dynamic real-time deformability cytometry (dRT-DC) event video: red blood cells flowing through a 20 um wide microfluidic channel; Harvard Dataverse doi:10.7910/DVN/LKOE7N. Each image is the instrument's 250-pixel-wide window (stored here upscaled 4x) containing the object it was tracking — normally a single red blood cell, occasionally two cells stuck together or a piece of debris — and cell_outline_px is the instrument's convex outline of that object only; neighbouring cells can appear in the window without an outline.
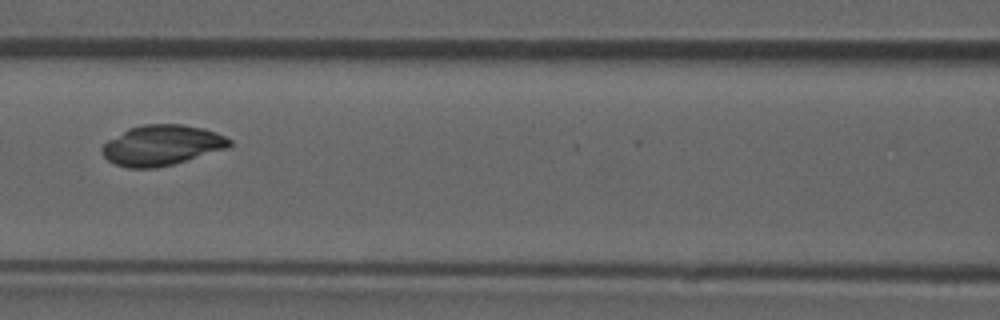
{"species": "common noctule bat (a hibernating species)", "species_latin": "Nyctalus noctula", "temperature_condition": "room temperature", "stored_images_in_passage": 6, "camera_frame_rate_fps": 3000, "um_per_image_px": 0.085, "animal": {"sex": "male", "forearm_length_mm": 52.5}, "frame": {"image": 1, "passage_image": 6, "time_ms": 1.667, "image_size_px": [1000, 320], "cell_outline_px": [[232, 144], [228, 148], [172, 164], [156, 168], [128, 168], [116, 164], [108, 160], [100, 152], [100, 148], [108, 140], [128, 128], [144, 124], [180, 124], [204, 128], [216, 132], [232, 140]], "centroid_in_image_um": [13.74, 12.34], "position_along_channel_um": 152.9, "area_um2": 29.94}}